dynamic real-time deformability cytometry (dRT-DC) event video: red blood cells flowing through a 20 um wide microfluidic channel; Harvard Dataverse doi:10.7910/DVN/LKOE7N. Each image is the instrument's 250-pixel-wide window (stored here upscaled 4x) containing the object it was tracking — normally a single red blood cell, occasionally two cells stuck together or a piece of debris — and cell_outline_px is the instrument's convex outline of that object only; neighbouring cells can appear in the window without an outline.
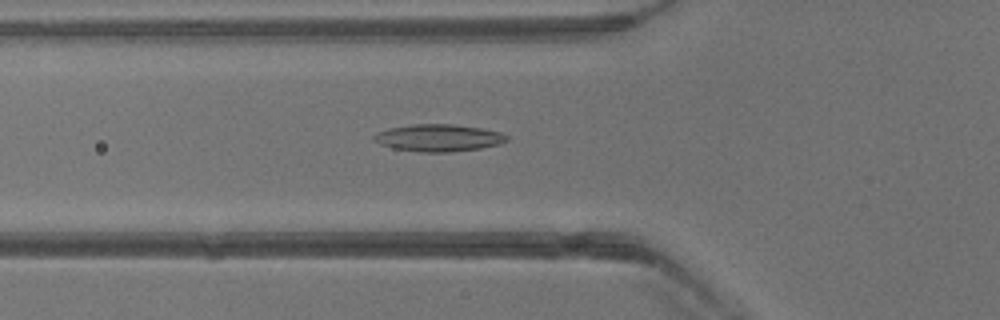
{"species": "common noctule bat (a hibernating species)", "species_latin": "Nyctalus noctula", "temperature_condition": "warm", "stored_images_in_passage": 39, "camera_frame_rate_fps": 3000, "um_per_image_px": 0.085, "animal": {"sex": "male", "body_mass_g": 13.3}, "frame": {"image": 1, "passage_image": 14, "time_ms": 4.333, "image_size_px": [1000, 320], "cell_outline_px": [[508, 140], [500, 144], [480, 148], [448, 152], [420, 152], [392, 148], [380, 144], [372, 140], [372, 136], [376, 132], [388, 128], [412, 124], [452, 124], [480, 128], [500, 132], [508, 136]], "centroid_in_image_um": [37.23, 11.71], "position_along_channel_um": 88.6, "area_um2": 21.1}}
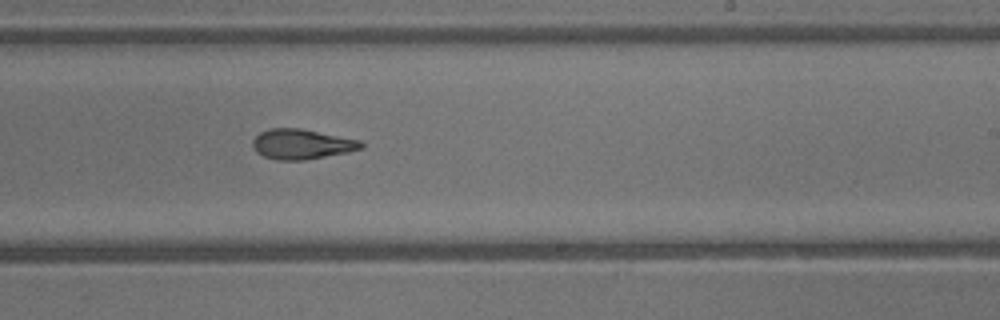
{"frame": {"image": 2, "passage_image": 24, "time_ms": 7.667, "image_size_px": [1000, 320], "cell_outline_px": [[364, 148], [348, 152], [304, 160], [276, 160], [264, 156], [256, 152], [252, 144], [252, 140], [260, 132], [268, 128], [300, 128], [360, 140], [364, 144]], "centroid_in_image_um": [25.64, 12.25], "position_along_channel_um": 263.4, "area_um2": 19.02}}
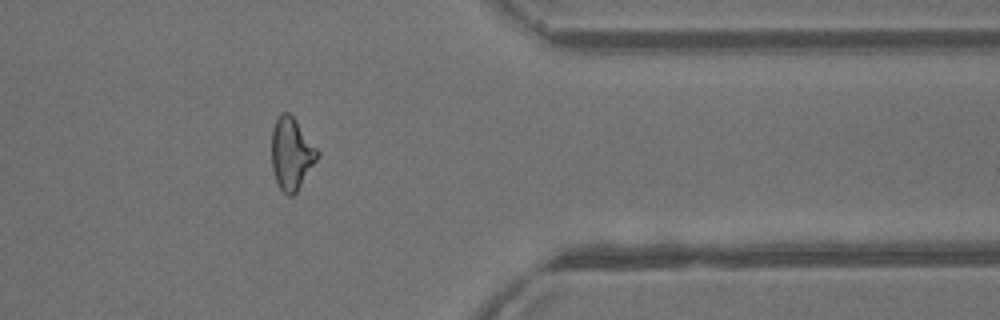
{"frame": {"image": 3, "passage_image": 32, "time_ms": 10.333, "image_size_px": [1000, 320], "cell_outline_px": [[320, 156], [296, 192], [292, 196], [288, 196], [280, 188], [276, 180], [272, 168], [272, 128], [280, 112], [288, 112], [296, 120], [320, 152]], "centroid_in_image_um": [24.78, 13.05], "position_along_channel_um": 386.6, "area_um2": 19.19}}